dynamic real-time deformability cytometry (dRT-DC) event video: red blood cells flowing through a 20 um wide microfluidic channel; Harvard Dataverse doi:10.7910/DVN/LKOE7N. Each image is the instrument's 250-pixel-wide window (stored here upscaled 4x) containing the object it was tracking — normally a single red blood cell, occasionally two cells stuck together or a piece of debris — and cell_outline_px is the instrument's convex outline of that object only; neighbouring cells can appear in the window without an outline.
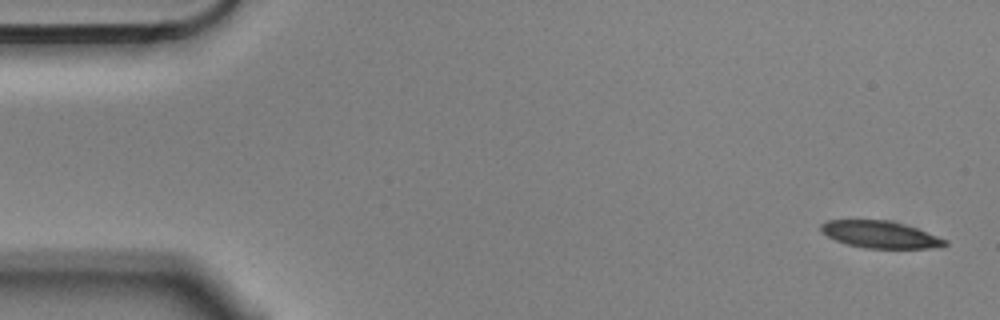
{"species": "Egyptian fruit bat (a non-hibernating species)", "species_latin": "Rousettus aegyptiacus", "temperature_condition": "cold", "stored_images_in_passage": 5, "camera_frame_rate_fps": 3000, "um_per_image_px": 0.085, "animal": {"sex": "male"}, "frame": {"image": 1, "passage_image": 5, "time_ms": 1.333, "image_size_px": [1000, 320], "cell_outline_px": [[948, 244], [940, 248], [864, 248], [848, 244], [836, 240], [828, 236], [820, 228], [820, 224], [828, 220], [888, 220], [904, 224], [916, 228], [948, 240]], "centroid_in_image_um": [74.86, 19.94], "position_along_channel_um": 10.1, "area_um2": 19.42}}